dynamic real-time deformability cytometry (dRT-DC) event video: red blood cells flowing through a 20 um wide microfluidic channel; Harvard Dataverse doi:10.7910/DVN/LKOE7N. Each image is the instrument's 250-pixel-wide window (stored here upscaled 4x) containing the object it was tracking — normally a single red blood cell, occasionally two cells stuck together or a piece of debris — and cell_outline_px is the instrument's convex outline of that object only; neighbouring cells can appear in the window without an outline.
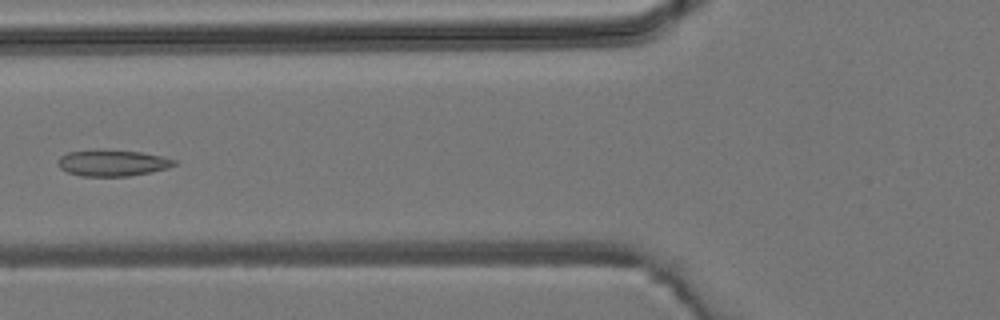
{"species": "common noctule bat (a hibernating species)", "species_latin": "Nyctalus noctula", "temperature_condition": "room temperature", "stored_images_in_passage": 5, "camera_frame_rate_fps": 3000, "um_per_image_px": 0.085, "animal": {"sex": "male", "body_mass_g": 19.2, "forearm_length_mm": 51.8}, "frame": {"image": 1, "passage_image": 4, "time_ms": 3.667, "image_size_px": [1000, 320], "cell_outline_px": [[176, 164], [168, 168], [152, 172], [128, 176], [80, 176], [68, 172], [60, 168], [56, 160], [60, 156], [68, 152], [96, 148], [100, 148], [140, 152], [160, 156], [176, 160]], "centroid_in_image_um": [9.51, 13.83], "position_along_channel_um": 116.3, "area_um2": 18.15}}
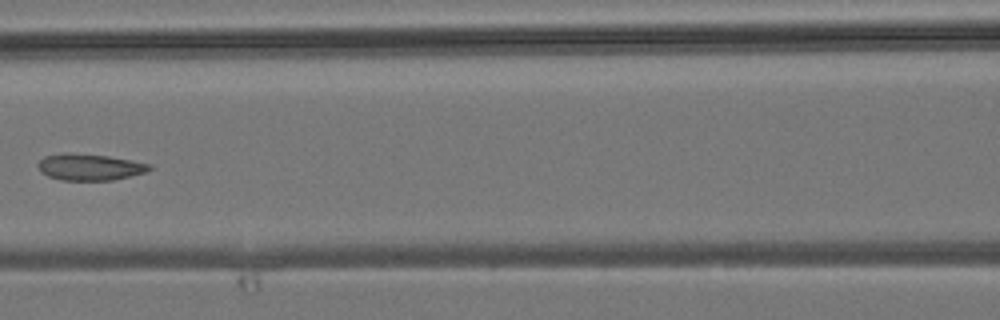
{"frame": {"image": 2, "passage_image": 5, "time_ms": 4.667, "image_size_px": [1000, 320], "cell_outline_px": [[152, 168], [144, 172], [112, 180], [60, 180], [48, 176], [40, 172], [36, 164], [44, 156], [68, 152], [108, 156], [152, 164]], "centroid_in_image_um": [7.57, 14.19], "position_along_channel_um": 159.0, "area_um2": 17.17}}